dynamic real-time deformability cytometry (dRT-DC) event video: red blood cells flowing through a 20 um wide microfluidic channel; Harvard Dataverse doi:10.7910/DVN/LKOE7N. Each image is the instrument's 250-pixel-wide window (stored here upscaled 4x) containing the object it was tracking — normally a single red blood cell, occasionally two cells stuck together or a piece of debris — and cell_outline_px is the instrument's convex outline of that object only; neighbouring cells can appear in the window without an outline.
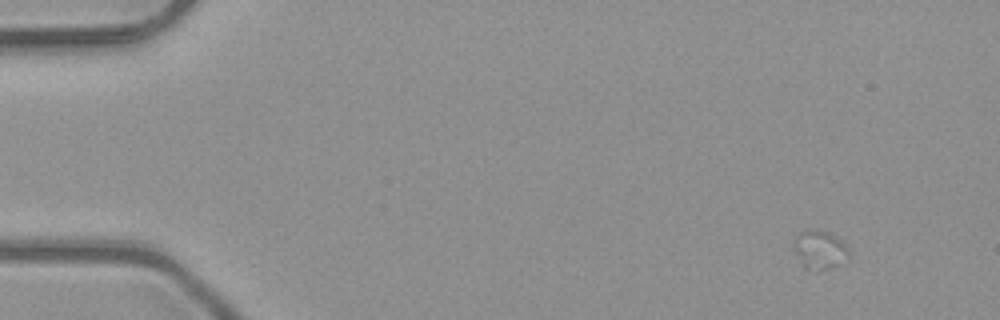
{"species": "common noctule bat (a hibernating species)", "species_latin": "Nyctalus noctula", "temperature_condition": "room temperature", "stored_images_in_passage": 1, "camera_frame_rate_fps": 3000, "um_per_image_px": 0.085, "animal": {"sex": "male", "body_mass_g": 23.1, "forearm_length_mm": 52.7}, "frame": {"image": 1, "passage_image": 1, "time_ms": 0.0, "image_size_px": [1000, 320], "cell_outline_px": [[848, 260], [828, 268], [804, 268], [796, 252], [796, 236], [804, 228], [828, 232], [844, 240], [848, 244]], "centroid_in_image_um": [69.74, 21.17], "position_along_channel_um": 15.3, "area_um2": 12.08}}